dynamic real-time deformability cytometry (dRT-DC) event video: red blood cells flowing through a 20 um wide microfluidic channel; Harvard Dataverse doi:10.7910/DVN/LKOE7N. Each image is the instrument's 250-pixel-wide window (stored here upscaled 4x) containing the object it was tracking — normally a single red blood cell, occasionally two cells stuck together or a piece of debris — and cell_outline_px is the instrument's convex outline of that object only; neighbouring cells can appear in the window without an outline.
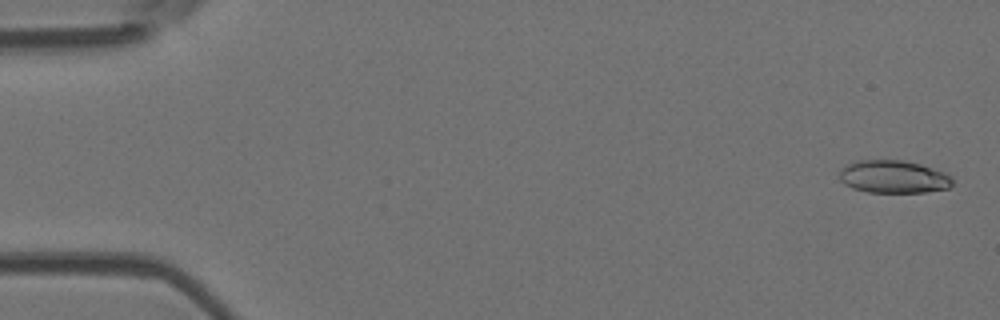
{"species": "Egyptian fruit bat (a non-hibernating species)", "species_latin": "Rousettus aegyptiacus", "temperature_condition": "room temperature", "stored_images_in_passage": 5, "camera_frame_rate_fps": 3000, "um_per_image_px": 0.085, "animal": {"sex": "female"}, "frame": {"image": 1, "passage_image": 1, "time_ms": 0.0, "image_size_px": [1000, 320], "cell_outline_px": [[952, 184], [948, 188], [924, 192], [868, 192], [852, 188], [844, 184], [840, 180], [840, 168], [856, 160], [904, 160], [920, 164], [944, 172], [952, 180]], "centroid_in_image_um": [75.9, 15.02], "position_along_channel_um": 9.1, "area_um2": 21.5}}
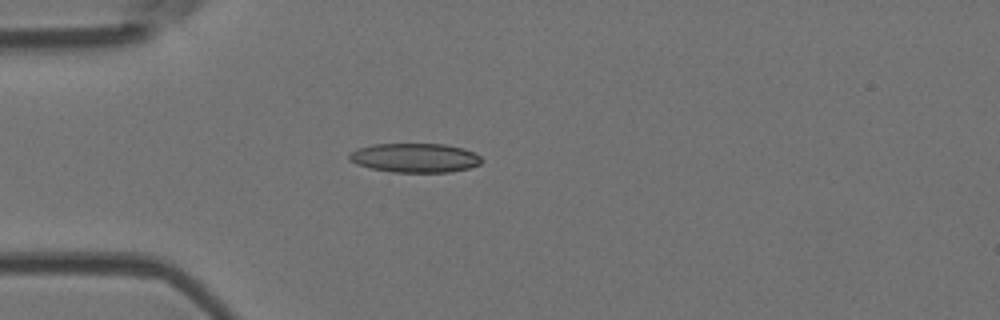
{"frame": {"image": 2, "passage_image": 5, "time_ms": 4.333, "image_size_px": [1000, 320], "cell_outline_px": [[484, 160], [480, 164], [468, 168], [448, 172], [392, 172], [372, 168], [356, 164], [348, 160], [348, 152], [356, 148], [372, 144], [444, 144], [464, 148], [480, 156]], "centroid_in_image_um": [35.23, 13.41], "position_along_channel_um": 49.8, "area_um2": 22.66}}